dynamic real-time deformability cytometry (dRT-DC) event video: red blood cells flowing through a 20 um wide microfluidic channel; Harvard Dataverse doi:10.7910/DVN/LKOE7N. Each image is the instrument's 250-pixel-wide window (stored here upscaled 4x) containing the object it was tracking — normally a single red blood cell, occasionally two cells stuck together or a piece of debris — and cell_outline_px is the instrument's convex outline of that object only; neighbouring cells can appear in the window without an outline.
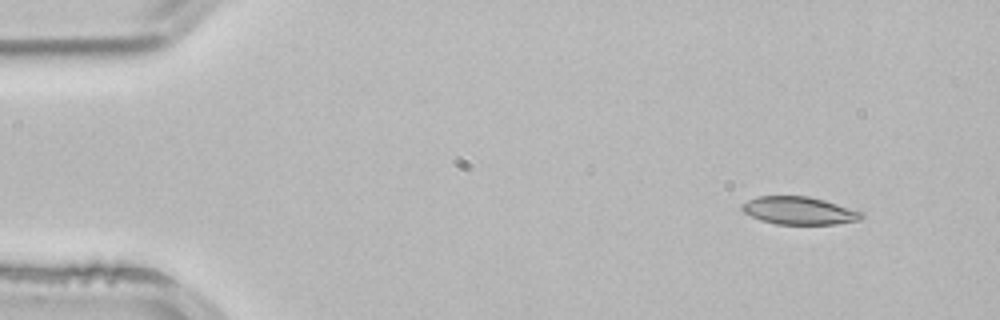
{"species": "common noctule bat (a hibernating species)", "species_latin": "Nyctalus noctula", "temperature_condition": "room temperature", "stored_images_in_passage": 4, "camera_frame_rate_fps": 3000, "um_per_image_px": 0.085, "animal": {"sex": "male", "body_mass_g": 21.5, "forearm_length_mm": 52.0}, "frame": {"image": 1, "passage_image": 1, "time_ms": 0.0, "image_size_px": [1000, 320], "cell_outline_px": [[864, 216], [860, 220], [836, 224], [776, 224], [760, 220], [744, 212], [740, 208], [740, 204], [756, 196], [808, 196], [824, 200], [864, 212]], "centroid_in_image_um": [67.92, 17.9], "position_along_channel_um": 17.1, "area_um2": 19.42}}